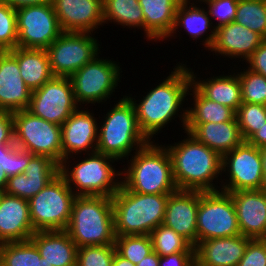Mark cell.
<instances>
[{
	"label": "cell",
	"mask_w": 266,
	"mask_h": 266,
	"mask_svg": "<svg viewBox=\"0 0 266 266\" xmlns=\"http://www.w3.org/2000/svg\"><path fill=\"white\" fill-rule=\"evenodd\" d=\"M186 65V62L184 64V61H179L173 68L174 71L169 72V76L158 85L155 84L156 87L153 86L149 92H145L146 96L141 100H136L135 95L132 97V94H126L134 105L139 128L149 141H155L154 137L178 117L185 132L187 107L183 108V104L189 100L187 94L192 84Z\"/></svg>",
	"instance_id": "cell-1"
},
{
	"label": "cell",
	"mask_w": 266,
	"mask_h": 266,
	"mask_svg": "<svg viewBox=\"0 0 266 266\" xmlns=\"http://www.w3.org/2000/svg\"><path fill=\"white\" fill-rule=\"evenodd\" d=\"M183 133L187 134L183 140L164 144L171 158L177 189L202 192L220 190L217 184L222 179V156L198 142L188 132Z\"/></svg>",
	"instance_id": "cell-2"
},
{
	"label": "cell",
	"mask_w": 266,
	"mask_h": 266,
	"mask_svg": "<svg viewBox=\"0 0 266 266\" xmlns=\"http://www.w3.org/2000/svg\"><path fill=\"white\" fill-rule=\"evenodd\" d=\"M158 138L157 142L150 141L126 161L127 167L121 169V184L126 189L139 194H171L177 190L169 152L158 143Z\"/></svg>",
	"instance_id": "cell-3"
},
{
	"label": "cell",
	"mask_w": 266,
	"mask_h": 266,
	"mask_svg": "<svg viewBox=\"0 0 266 266\" xmlns=\"http://www.w3.org/2000/svg\"><path fill=\"white\" fill-rule=\"evenodd\" d=\"M115 102L98 123L96 151L123 162L150 141L140 130L134 105L127 95Z\"/></svg>",
	"instance_id": "cell-4"
},
{
	"label": "cell",
	"mask_w": 266,
	"mask_h": 266,
	"mask_svg": "<svg viewBox=\"0 0 266 266\" xmlns=\"http://www.w3.org/2000/svg\"><path fill=\"white\" fill-rule=\"evenodd\" d=\"M169 194H139L122 184L111 197L116 236L149 235L163 224Z\"/></svg>",
	"instance_id": "cell-5"
},
{
	"label": "cell",
	"mask_w": 266,
	"mask_h": 266,
	"mask_svg": "<svg viewBox=\"0 0 266 266\" xmlns=\"http://www.w3.org/2000/svg\"><path fill=\"white\" fill-rule=\"evenodd\" d=\"M84 156L78 155L76 163H72L70 157L62 161L60 174L68 187L76 196L112 197L121 186L122 171L114 167V163L119 161L97 151Z\"/></svg>",
	"instance_id": "cell-6"
},
{
	"label": "cell",
	"mask_w": 266,
	"mask_h": 266,
	"mask_svg": "<svg viewBox=\"0 0 266 266\" xmlns=\"http://www.w3.org/2000/svg\"><path fill=\"white\" fill-rule=\"evenodd\" d=\"M65 231L78 248L115 244L111 197L76 196Z\"/></svg>",
	"instance_id": "cell-7"
},
{
	"label": "cell",
	"mask_w": 266,
	"mask_h": 266,
	"mask_svg": "<svg viewBox=\"0 0 266 266\" xmlns=\"http://www.w3.org/2000/svg\"><path fill=\"white\" fill-rule=\"evenodd\" d=\"M104 58L96 56L69 77L79 107L84 104V107L88 104H104L115 95L122 78L120 62Z\"/></svg>",
	"instance_id": "cell-8"
},
{
	"label": "cell",
	"mask_w": 266,
	"mask_h": 266,
	"mask_svg": "<svg viewBox=\"0 0 266 266\" xmlns=\"http://www.w3.org/2000/svg\"><path fill=\"white\" fill-rule=\"evenodd\" d=\"M76 195L59 173L47 186L28 200L35 231L65 230Z\"/></svg>",
	"instance_id": "cell-9"
},
{
	"label": "cell",
	"mask_w": 266,
	"mask_h": 266,
	"mask_svg": "<svg viewBox=\"0 0 266 266\" xmlns=\"http://www.w3.org/2000/svg\"><path fill=\"white\" fill-rule=\"evenodd\" d=\"M14 143L33 155L46 156L62 163L61 126L32 115L27 110L12 113Z\"/></svg>",
	"instance_id": "cell-10"
},
{
	"label": "cell",
	"mask_w": 266,
	"mask_h": 266,
	"mask_svg": "<svg viewBox=\"0 0 266 266\" xmlns=\"http://www.w3.org/2000/svg\"><path fill=\"white\" fill-rule=\"evenodd\" d=\"M197 243L213 238L241 235L231 195L227 192L199 191Z\"/></svg>",
	"instance_id": "cell-11"
},
{
	"label": "cell",
	"mask_w": 266,
	"mask_h": 266,
	"mask_svg": "<svg viewBox=\"0 0 266 266\" xmlns=\"http://www.w3.org/2000/svg\"><path fill=\"white\" fill-rule=\"evenodd\" d=\"M89 32H62L46 49L54 76L70 77L101 54L99 40Z\"/></svg>",
	"instance_id": "cell-12"
},
{
	"label": "cell",
	"mask_w": 266,
	"mask_h": 266,
	"mask_svg": "<svg viewBox=\"0 0 266 266\" xmlns=\"http://www.w3.org/2000/svg\"><path fill=\"white\" fill-rule=\"evenodd\" d=\"M222 176L226 178L219 181L221 191L230 193L240 190H260L263 177L260 148L244 141L224 154Z\"/></svg>",
	"instance_id": "cell-13"
},
{
	"label": "cell",
	"mask_w": 266,
	"mask_h": 266,
	"mask_svg": "<svg viewBox=\"0 0 266 266\" xmlns=\"http://www.w3.org/2000/svg\"><path fill=\"white\" fill-rule=\"evenodd\" d=\"M17 47L47 49L63 32L52 3L16 10Z\"/></svg>",
	"instance_id": "cell-14"
},
{
	"label": "cell",
	"mask_w": 266,
	"mask_h": 266,
	"mask_svg": "<svg viewBox=\"0 0 266 266\" xmlns=\"http://www.w3.org/2000/svg\"><path fill=\"white\" fill-rule=\"evenodd\" d=\"M78 107L69 77L53 76L39 89L32 91L26 110L61 126Z\"/></svg>",
	"instance_id": "cell-15"
},
{
	"label": "cell",
	"mask_w": 266,
	"mask_h": 266,
	"mask_svg": "<svg viewBox=\"0 0 266 266\" xmlns=\"http://www.w3.org/2000/svg\"><path fill=\"white\" fill-rule=\"evenodd\" d=\"M84 108L78 107L61 125L62 161L69 157L74 161V155L96 152L99 120L93 111Z\"/></svg>",
	"instance_id": "cell-16"
},
{
	"label": "cell",
	"mask_w": 266,
	"mask_h": 266,
	"mask_svg": "<svg viewBox=\"0 0 266 266\" xmlns=\"http://www.w3.org/2000/svg\"><path fill=\"white\" fill-rule=\"evenodd\" d=\"M63 32L93 33L104 26L102 0H52Z\"/></svg>",
	"instance_id": "cell-17"
},
{
	"label": "cell",
	"mask_w": 266,
	"mask_h": 266,
	"mask_svg": "<svg viewBox=\"0 0 266 266\" xmlns=\"http://www.w3.org/2000/svg\"><path fill=\"white\" fill-rule=\"evenodd\" d=\"M199 191L179 190L169 194L163 224L187 239L193 246L197 244V210Z\"/></svg>",
	"instance_id": "cell-18"
},
{
	"label": "cell",
	"mask_w": 266,
	"mask_h": 266,
	"mask_svg": "<svg viewBox=\"0 0 266 266\" xmlns=\"http://www.w3.org/2000/svg\"><path fill=\"white\" fill-rule=\"evenodd\" d=\"M264 40L260 34L232 21L216 28L215 40L209 53L213 52V57L215 53L217 57L223 56L231 60L237 58L236 60L245 62Z\"/></svg>",
	"instance_id": "cell-19"
},
{
	"label": "cell",
	"mask_w": 266,
	"mask_h": 266,
	"mask_svg": "<svg viewBox=\"0 0 266 266\" xmlns=\"http://www.w3.org/2000/svg\"><path fill=\"white\" fill-rule=\"evenodd\" d=\"M240 233L251 239H266V192L240 190L230 192Z\"/></svg>",
	"instance_id": "cell-20"
},
{
	"label": "cell",
	"mask_w": 266,
	"mask_h": 266,
	"mask_svg": "<svg viewBox=\"0 0 266 266\" xmlns=\"http://www.w3.org/2000/svg\"><path fill=\"white\" fill-rule=\"evenodd\" d=\"M60 173V166L46 156L34 155L23 173L8 178L5 193L29 200Z\"/></svg>",
	"instance_id": "cell-21"
},
{
	"label": "cell",
	"mask_w": 266,
	"mask_h": 266,
	"mask_svg": "<svg viewBox=\"0 0 266 266\" xmlns=\"http://www.w3.org/2000/svg\"><path fill=\"white\" fill-rule=\"evenodd\" d=\"M32 91L20 76L17 59L9 51H0V111L26 110Z\"/></svg>",
	"instance_id": "cell-22"
},
{
	"label": "cell",
	"mask_w": 266,
	"mask_h": 266,
	"mask_svg": "<svg viewBox=\"0 0 266 266\" xmlns=\"http://www.w3.org/2000/svg\"><path fill=\"white\" fill-rule=\"evenodd\" d=\"M202 5L200 0H182L175 12L173 29L165 40H168V38L170 40L172 37L174 39V37H177L175 35L178 29L181 28V32L183 28V31H185L192 40H196V42L197 39L202 40L200 41L202 42L201 44L204 45V49L209 52L215 40L216 28L213 26L214 22L211 20L208 10Z\"/></svg>",
	"instance_id": "cell-23"
},
{
	"label": "cell",
	"mask_w": 266,
	"mask_h": 266,
	"mask_svg": "<svg viewBox=\"0 0 266 266\" xmlns=\"http://www.w3.org/2000/svg\"><path fill=\"white\" fill-rule=\"evenodd\" d=\"M35 232L28 200L4 192L0 198V244L30 240Z\"/></svg>",
	"instance_id": "cell-24"
},
{
	"label": "cell",
	"mask_w": 266,
	"mask_h": 266,
	"mask_svg": "<svg viewBox=\"0 0 266 266\" xmlns=\"http://www.w3.org/2000/svg\"><path fill=\"white\" fill-rule=\"evenodd\" d=\"M250 240L237 235L198 242L194 246L195 266H237Z\"/></svg>",
	"instance_id": "cell-25"
},
{
	"label": "cell",
	"mask_w": 266,
	"mask_h": 266,
	"mask_svg": "<svg viewBox=\"0 0 266 266\" xmlns=\"http://www.w3.org/2000/svg\"><path fill=\"white\" fill-rule=\"evenodd\" d=\"M185 132L221 156L244 142L236 117L222 123H186Z\"/></svg>",
	"instance_id": "cell-26"
},
{
	"label": "cell",
	"mask_w": 266,
	"mask_h": 266,
	"mask_svg": "<svg viewBox=\"0 0 266 266\" xmlns=\"http://www.w3.org/2000/svg\"><path fill=\"white\" fill-rule=\"evenodd\" d=\"M232 72L227 74L211 75L207 79L198 78L193 68L189 67L192 84L208 99L233 109L235 112L242 104L240 80L237 74L239 67L234 65ZM234 68H237L236 70ZM234 70V71H233ZM236 71V73H235ZM230 74V75H229ZM203 79V80H200Z\"/></svg>",
	"instance_id": "cell-27"
},
{
	"label": "cell",
	"mask_w": 266,
	"mask_h": 266,
	"mask_svg": "<svg viewBox=\"0 0 266 266\" xmlns=\"http://www.w3.org/2000/svg\"><path fill=\"white\" fill-rule=\"evenodd\" d=\"M53 266H76L77 246L65 230L36 231L30 238Z\"/></svg>",
	"instance_id": "cell-28"
},
{
	"label": "cell",
	"mask_w": 266,
	"mask_h": 266,
	"mask_svg": "<svg viewBox=\"0 0 266 266\" xmlns=\"http://www.w3.org/2000/svg\"><path fill=\"white\" fill-rule=\"evenodd\" d=\"M182 0H139L144 14V39L164 41L173 29L175 12Z\"/></svg>",
	"instance_id": "cell-29"
},
{
	"label": "cell",
	"mask_w": 266,
	"mask_h": 266,
	"mask_svg": "<svg viewBox=\"0 0 266 266\" xmlns=\"http://www.w3.org/2000/svg\"><path fill=\"white\" fill-rule=\"evenodd\" d=\"M9 52L17 59L20 76L31 91L54 76L46 49L16 47Z\"/></svg>",
	"instance_id": "cell-30"
},
{
	"label": "cell",
	"mask_w": 266,
	"mask_h": 266,
	"mask_svg": "<svg viewBox=\"0 0 266 266\" xmlns=\"http://www.w3.org/2000/svg\"><path fill=\"white\" fill-rule=\"evenodd\" d=\"M189 95L193 97L190 99L193 100V107L187 106L186 123H222L235 118L233 109L206 98L193 84L189 88Z\"/></svg>",
	"instance_id": "cell-31"
},
{
	"label": "cell",
	"mask_w": 266,
	"mask_h": 266,
	"mask_svg": "<svg viewBox=\"0 0 266 266\" xmlns=\"http://www.w3.org/2000/svg\"><path fill=\"white\" fill-rule=\"evenodd\" d=\"M102 6L104 24L113 22L122 28L144 31V14L139 0H102Z\"/></svg>",
	"instance_id": "cell-32"
},
{
	"label": "cell",
	"mask_w": 266,
	"mask_h": 266,
	"mask_svg": "<svg viewBox=\"0 0 266 266\" xmlns=\"http://www.w3.org/2000/svg\"><path fill=\"white\" fill-rule=\"evenodd\" d=\"M40 257L31 240L0 244V266H40Z\"/></svg>",
	"instance_id": "cell-33"
},
{
	"label": "cell",
	"mask_w": 266,
	"mask_h": 266,
	"mask_svg": "<svg viewBox=\"0 0 266 266\" xmlns=\"http://www.w3.org/2000/svg\"><path fill=\"white\" fill-rule=\"evenodd\" d=\"M153 251L159 256H166L178 252H195L194 246L172 228L160 224L149 234Z\"/></svg>",
	"instance_id": "cell-34"
},
{
	"label": "cell",
	"mask_w": 266,
	"mask_h": 266,
	"mask_svg": "<svg viewBox=\"0 0 266 266\" xmlns=\"http://www.w3.org/2000/svg\"><path fill=\"white\" fill-rule=\"evenodd\" d=\"M234 21L266 39V1L238 0Z\"/></svg>",
	"instance_id": "cell-35"
},
{
	"label": "cell",
	"mask_w": 266,
	"mask_h": 266,
	"mask_svg": "<svg viewBox=\"0 0 266 266\" xmlns=\"http://www.w3.org/2000/svg\"><path fill=\"white\" fill-rule=\"evenodd\" d=\"M115 248L120 256L135 265L153 252L149 235L116 236Z\"/></svg>",
	"instance_id": "cell-36"
},
{
	"label": "cell",
	"mask_w": 266,
	"mask_h": 266,
	"mask_svg": "<svg viewBox=\"0 0 266 266\" xmlns=\"http://www.w3.org/2000/svg\"><path fill=\"white\" fill-rule=\"evenodd\" d=\"M235 117L243 140L247 141L266 124V106L242 102Z\"/></svg>",
	"instance_id": "cell-37"
},
{
	"label": "cell",
	"mask_w": 266,
	"mask_h": 266,
	"mask_svg": "<svg viewBox=\"0 0 266 266\" xmlns=\"http://www.w3.org/2000/svg\"><path fill=\"white\" fill-rule=\"evenodd\" d=\"M237 74L240 80L242 102L266 106V77L247 67Z\"/></svg>",
	"instance_id": "cell-38"
},
{
	"label": "cell",
	"mask_w": 266,
	"mask_h": 266,
	"mask_svg": "<svg viewBox=\"0 0 266 266\" xmlns=\"http://www.w3.org/2000/svg\"><path fill=\"white\" fill-rule=\"evenodd\" d=\"M33 156L15 144H0V166L8 178L23 173Z\"/></svg>",
	"instance_id": "cell-39"
},
{
	"label": "cell",
	"mask_w": 266,
	"mask_h": 266,
	"mask_svg": "<svg viewBox=\"0 0 266 266\" xmlns=\"http://www.w3.org/2000/svg\"><path fill=\"white\" fill-rule=\"evenodd\" d=\"M17 40L16 10L0 0V51L16 48Z\"/></svg>",
	"instance_id": "cell-40"
},
{
	"label": "cell",
	"mask_w": 266,
	"mask_h": 266,
	"mask_svg": "<svg viewBox=\"0 0 266 266\" xmlns=\"http://www.w3.org/2000/svg\"><path fill=\"white\" fill-rule=\"evenodd\" d=\"M115 252V244L77 248L76 266H111Z\"/></svg>",
	"instance_id": "cell-41"
},
{
	"label": "cell",
	"mask_w": 266,
	"mask_h": 266,
	"mask_svg": "<svg viewBox=\"0 0 266 266\" xmlns=\"http://www.w3.org/2000/svg\"><path fill=\"white\" fill-rule=\"evenodd\" d=\"M212 20L217 21L213 23L215 28L221 25L229 24L235 20L238 0H200Z\"/></svg>",
	"instance_id": "cell-42"
},
{
	"label": "cell",
	"mask_w": 266,
	"mask_h": 266,
	"mask_svg": "<svg viewBox=\"0 0 266 266\" xmlns=\"http://www.w3.org/2000/svg\"><path fill=\"white\" fill-rule=\"evenodd\" d=\"M237 266H266V239H251Z\"/></svg>",
	"instance_id": "cell-43"
},
{
	"label": "cell",
	"mask_w": 266,
	"mask_h": 266,
	"mask_svg": "<svg viewBox=\"0 0 266 266\" xmlns=\"http://www.w3.org/2000/svg\"><path fill=\"white\" fill-rule=\"evenodd\" d=\"M247 68L266 77V39L245 61Z\"/></svg>",
	"instance_id": "cell-44"
},
{
	"label": "cell",
	"mask_w": 266,
	"mask_h": 266,
	"mask_svg": "<svg viewBox=\"0 0 266 266\" xmlns=\"http://www.w3.org/2000/svg\"><path fill=\"white\" fill-rule=\"evenodd\" d=\"M159 266H195V252H178L160 256Z\"/></svg>",
	"instance_id": "cell-45"
},
{
	"label": "cell",
	"mask_w": 266,
	"mask_h": 266,
	"mask_svg": "<svg viewBox=\"0 0 266 266\" xmlns=\"http://www.w3.org/2000/svg\"><path fill=\"white\" fill-rule=\"evenodd\" d=\"M0 144H15L13 117L10 112L0 111Z\"/></svg>",
	"instance_id": "cell-46"
},
{
	"label": "cell",
	"mask_w": 266,
	"mask_h": 266,
	"mask_svg": "<svg viewBox=\"0 0 266 266\" xmlns=\"http://www.w3.org/2000/svg\"><path fill=\"white\" fill-rule=\"evenodd\" d=\"M8 5H10L15 10L27 7V6H33V5H40V4H47L51 3L52 0H3Z\"/></svg>",
	"instance_id": "cell-47"
},
{
	"label": "cell",
	"mask_w": 266,
	"mask_h": 266,
	"mask_svg": "<svg viewBox=\"0 0 266 266\" xmlns=\"http://www.w3.org/2000/svg\"><path fill=\"white\" fill-rule=\"evenodd\" d=\"M247 142L258 148L266 146V124H264L261 129H259L255 134H253Z\"/></svg>",
	"instance_id": "cell-48"
},
{
	"label": "cell",
	"mask_w": 266,
	"mask_h": 266,
	"mask_svg": "<svg viewBox=\"0 0 266 266\" xmlns=\"http://www.w3.org/2000/svg\"><path fill=\"white\" fill-rule=\"evenodd\" d=\"M159 257L160 256L153 251L135 266H159Z\"/></svg>",
	"instance_id": "cell-49"
},
{
	"label": "cell",
	"mask_w": 266,
	"mask_h": 266,
	"mask_svg": "<svg viewBox=\"0 0 266 266\" xmlns=\"http://www.w3.org/2000/svg\"><path fill=\"white\" fill-rule=\"evenodd\" d=\"M111 266H135V264L115 252Z\"/></svg>",
	"instance_id": "cell-50"
},
{
	"label": "cell",
	"mask_w": 266,
	"mask_h": 266,
	"mask_svg": "<svg viewBox=\"0 0 266 266\" xmlns=\"http://www.w3.org/2000/svg\"><path fill=\"white\" fill-rule=\"evenodd\" d=\"M8 177L0 166V191L4 192L7 185Z\"/></svg>",
	"instance_id": "cell-51"
},
{
	"label": "cell",
	"mask_w": 266,
	"mask_h": 266,
	"mask_svg": "<svg viewBox=\"0 0 266 266\" xmlns=\"http://www.w3.org/2000/svg\"><path fill=\"white\" fill-rule=\"evenodd\" d=\"M262 172H266V146L260 148Z\"/></svg>",
	"instance_id": "cell-52"
},
{
	"label": "cell",
	"mask_w": 266,
	"mask_h": 266,
	"mask_svg": "<svg viewBox=\"0 0 266 266\" xmlns=\"http://www.w3.org/2000/svg\"><path fill=\"white\" fill-rule=\"evenodd\" d=\"M264 192H266V172H263V177H262V183H261V189Z\"/></svg>",
	"instance_id": "cell-53"
},
{
	"label": "cell",
	"mask_w": 266,
	"mask_h": 266,
	"mask_svg": "<svg viewBox=\"0 0 266 266\" xmlns=\"http://www.w3.org/2000/svg\"><path fill=\"white\" fill-rule=\"evenodd\" d=\"M40 266H53V265H50L48 262H46L45 258L40 257Z\"/></svg>",
	"instance_id": "cell-54"
}]
</instances>
